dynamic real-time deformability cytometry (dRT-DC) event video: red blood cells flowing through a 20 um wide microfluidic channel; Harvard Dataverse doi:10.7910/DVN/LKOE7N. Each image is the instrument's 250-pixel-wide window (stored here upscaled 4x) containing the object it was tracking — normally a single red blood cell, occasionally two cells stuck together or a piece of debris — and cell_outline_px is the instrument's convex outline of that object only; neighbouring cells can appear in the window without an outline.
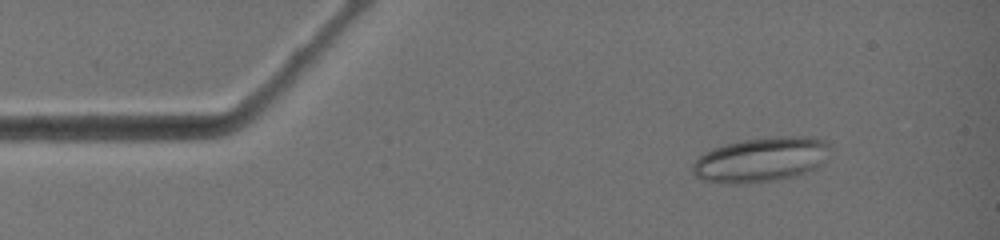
{"species": "common noctule bat (a hibernating species)", "species_latin": "Nyctalus noctula", "temperature_condition": "warm", "stored_images_in_passage": 3, "camera_frame_rate_fps": 3000, "um_per_image_px": 0.085, "animal": {"sex": "female", "body_mass_g": 19.0, "forearm_length_mm": 51.5}, "frame": {"image": 1, "passage_image": 1, "time_ms": 0.0, "image_size_px": [1000, 240], "cell_outline_px": [[832, 148], [828, 160], [824, 164], [816, 168], [796, 176], [776, 180], [740, 184], [724, 184], [700, 180], [692, 172], [692, 164], [704, 152], [712, 148], [724, 144], [744, 140], [776, 136], [812, 136], [824, 140]], "centroid_in_image_um": [64.73, 13.57], "position_along_channel_um": 20.3, "area_um2": 36.53}}